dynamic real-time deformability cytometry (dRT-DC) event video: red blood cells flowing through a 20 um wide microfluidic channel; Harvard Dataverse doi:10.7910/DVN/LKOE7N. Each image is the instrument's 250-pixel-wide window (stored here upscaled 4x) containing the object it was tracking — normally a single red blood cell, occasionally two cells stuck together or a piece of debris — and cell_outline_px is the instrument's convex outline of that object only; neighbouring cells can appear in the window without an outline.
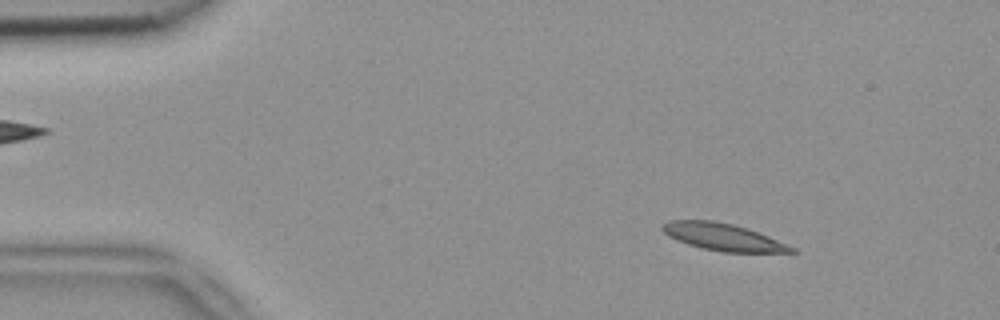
{"species": "common noctule bat (a hibernating species)", "species_latin": "Nyctalus noctula", "temperature_condition": "room temperature", "stored_images_in_passage": 4, "segment_of_instrument_passage": [1, 2], "camera_frame_rate_fps": 3000, "um_per_image_px": 0.085, "animal": {"sex": "female", "body_mass_g": 18.4}, "frame": {"image": 1, "passage_image": 1, "time_ms": 0.0, "image_size_px": [1000, 320], "cell_outline_px": [[800, 252], [724, 252], [700, 248], [688, 244], [668, 236], [660, 228], [668, 220], [712, 220], [732, 224], [768, 236], [788, 244], [796, 248]], "centroid_in_image_um": [61.45, 20.15], "position_along_channel_um": 23.5, "area_um2": 20.23}}